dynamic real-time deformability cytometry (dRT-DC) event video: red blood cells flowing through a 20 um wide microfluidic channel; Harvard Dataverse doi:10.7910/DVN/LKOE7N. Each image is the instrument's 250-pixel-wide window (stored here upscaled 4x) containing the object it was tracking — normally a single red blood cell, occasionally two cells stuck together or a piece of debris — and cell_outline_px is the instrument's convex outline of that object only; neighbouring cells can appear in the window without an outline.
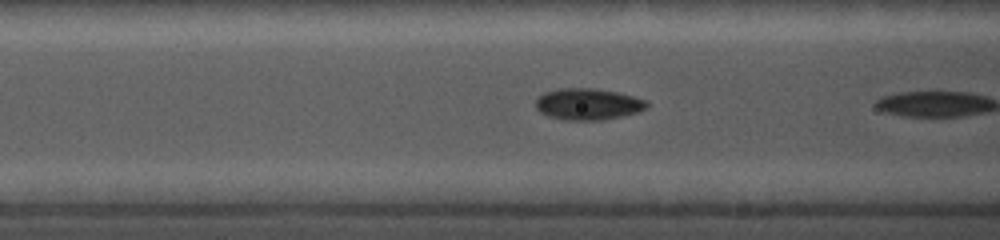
{"species": "common noctule bat (a hibernating species)", "species_latin": "Nyctalus noctula", "temperature_condition": "cold", "stored_images_in_passage": 13, "camera_frame_rate_fps": 5000, "um_per_image_px": 0.085, "animal": {"sex": "female", "body_mass_g": 19.0, "forearm_length_mm": 56.7}, "frame": {"image": 1, "passage_image": 12, "time_ms": 1.6, "image_size_px": [1000, 240], "cell_outline_px": [[648, 108], [640, 112], [624, 116], [604, 120], [560, 120], [544, 116], [536, 108], [536, 100], [540, 96], [552, 92], [608, 92], [628, 96], [644, 100], [648, 104]], "centroid_in_image_um": [50.01, 8.98], "position_along_channel_um": 116.6, "area_um2": 18.79}}